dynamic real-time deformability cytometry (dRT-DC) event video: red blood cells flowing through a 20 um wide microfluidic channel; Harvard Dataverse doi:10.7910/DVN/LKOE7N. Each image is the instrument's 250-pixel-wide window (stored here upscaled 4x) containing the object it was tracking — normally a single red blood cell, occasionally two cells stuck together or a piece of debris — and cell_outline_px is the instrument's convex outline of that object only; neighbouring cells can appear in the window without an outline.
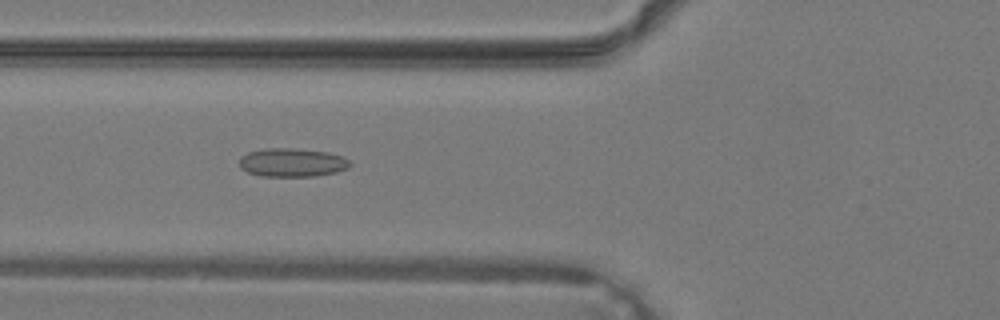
{"species": "common noctule bat (a hibernating species)", "species_latin": "Nyctalus noctula", "temperature_condition": "warm", "stored_images_in_passage": 40, "camera_frame_rate_fps": 3000, "um_per_image_px": 0.085, "animal": {"sex": "male", "body_mass_g": 19.2, "forearm_length_mm": 51.8}, "frame": {"image": 1, "passage_image": 16, "time_ms": 5.0, "image_size_px": [1000, 320], "cell_outline_px": [[352, 164], [348, 168], [336, 172], [316, 176], [260, 176], [248, 172], [240, 168], [240, 156], [248, 152], [264, 148], [292, 148], [328, 152], [344, 156]], "centroid_in_image_um": [24.84, 13.81], "position_along_channel_um": 101.0, "area_um2": 18.55}}
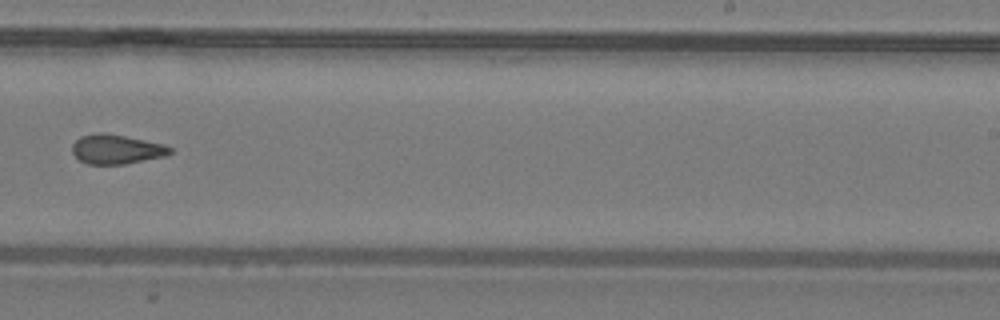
{"frame": {"image": 2, "passage_image": 26, "time_ms": 8.333, "image_size_px": [1000, 320], "cell_outline_px": [[172, 152], [164, 156], [124, 164], [88, 164], [80, 160], [72, 152], [72, 144], [80, 136], [96, 132], [104, 132], [164, 144], [172, 148]], "centroid_in_image_um": [9.87, 12.67], "position_along_channel_um": 279.1, "area_um2": 16.7}}
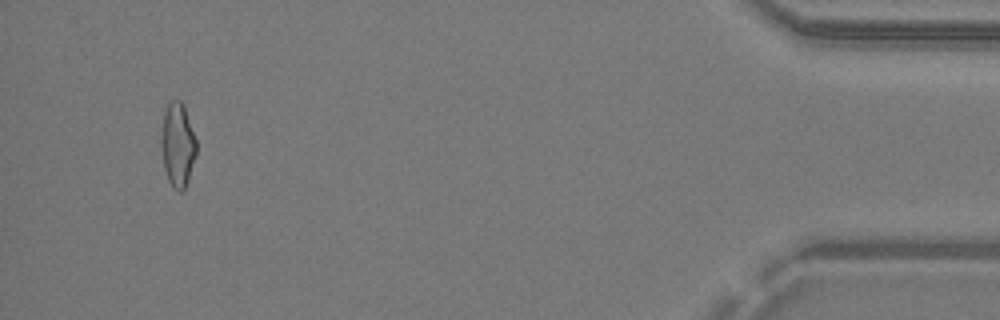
{"frame": {"image": 3, "passage_image": 38, "time_ms": 12.333, "image_size_px": [1000, 320], "cell_outline_px": [[196, 156], [188, 180], [184, 188], [180, 192], [172, 188], [168, 180], [164, 168], [160, 140], [164, 112], [168, 104], [172, 100], [180, 100], [184, 104], [196, 140]], "centroid_in_image_um": [15.1, 12.31], "position_along_channel_um": 420.1, "area_um2": 17.28}}